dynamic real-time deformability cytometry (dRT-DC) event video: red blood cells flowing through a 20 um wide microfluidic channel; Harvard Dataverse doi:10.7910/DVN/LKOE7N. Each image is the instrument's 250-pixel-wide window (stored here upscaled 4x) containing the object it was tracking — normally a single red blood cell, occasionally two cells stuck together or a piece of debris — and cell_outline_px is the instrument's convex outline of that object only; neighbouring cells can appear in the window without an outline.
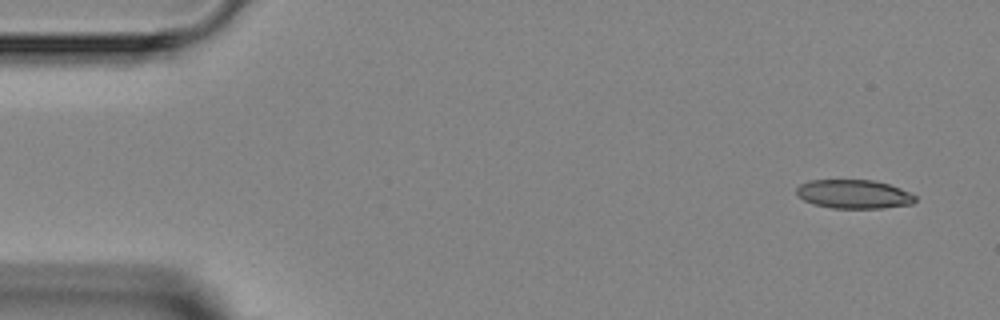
{"species": "Egyptian fruit bat (a non-hibernating species)", "species_latin": "Rousettus aegyptiacus", "temperature_condition": "room temperature", "stored_images_in_passage": 4, "camera_frame_rate_fps": 3000, "um_per_image_px": 0.085, "animal": {"sex": "female"}, "frame": {"image": 1, "passage_image": 1, "time_ms": 0.0, "image_size_px": [1000, 320], "cell_outline_px": [[916, 200], [912, 204], [880, 208], [832, 208], [812, 204], [796, 196], [796, 188], [800, 184], [808, 180], [872, 180], [888, 184], [900, 188], [916, 196]], "centroid_in_image_um": [72.53, 16.5], "position_along_channel_um": 12.5, "area_um2": 20.0}}
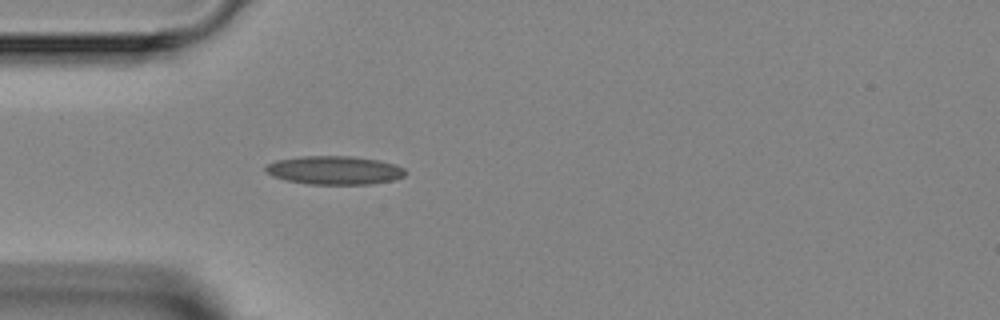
{"frame": {"image": 2, "passage_image": 4, "time_ms": 3.667, "image_size_px": [1000, 320], "cell_outline_px": [[404, 176], [392, 180], [372, 184], [308, 184], [288, 180], [272, 176], [264, 172], [264, 168], [268, 164], [276, 160], [300, 156], [352, 156], [380, 160], [396, 164], [404, 168]], "centroid_in_image_um": [28.41, 14.46], "position_along_channel_um": 56.6, "area_um2": 23.29}}